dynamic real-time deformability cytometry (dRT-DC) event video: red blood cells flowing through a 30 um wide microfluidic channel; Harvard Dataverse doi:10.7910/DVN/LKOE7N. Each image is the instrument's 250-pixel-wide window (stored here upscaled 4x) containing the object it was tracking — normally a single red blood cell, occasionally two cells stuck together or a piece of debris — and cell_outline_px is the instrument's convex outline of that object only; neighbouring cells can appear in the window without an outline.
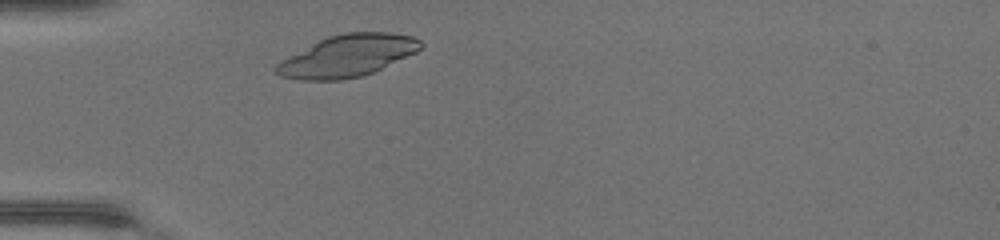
{"species": "common noctule bat (a hibernating species)", "species_latin": "Nyctalus noctula", "temperature_condition": "warm", "stored_images_in_passage": 29, "camera_frame_rate_fps": 3000, "um_per_image_px": 0.085, "animal": {"sex": "female", "body_mass_g": 17.0, "forearm_length_mm": 48.0}, "frame": {"image": 1, "passage_image": 3, "time_ms": 0.667, "image_size_px": [1000, 240], "cell_outline_px": [[424, 44], [416, 52], [364, 76], [340, 80], [300, 80], [280, 76], [276, 72], [276, 64], [280, 60], [328, 36], [344, 32], [388, 32], [412, 36], [420, 40]], "centroid_in_image_um": [29.54, 4.75], "position_along_channel_um": 55.5, "area_um2": 35.03}}
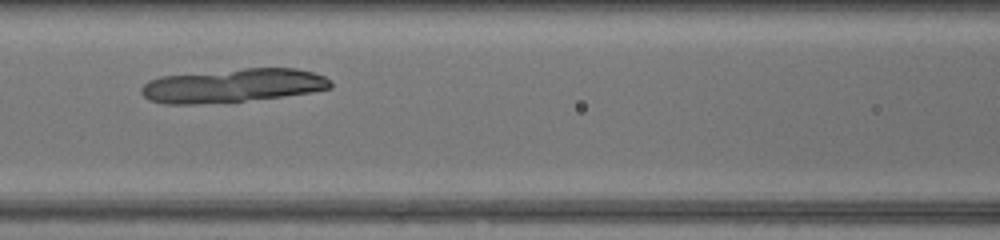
{"frame": {"image": 2, "passage_image": 10, "time_ms": 3.0, "image_size_px": [1000, 240], "cell_outline_px": [[332, 88], [312, 92], [284, 96], [244, 100], [192, 104], [168, 104], [148, 100], [140, 92], [140, 88], [148, 80], [160, 76], [244, 68], [296, 68], [312, 72], [324, 76], [332, 80]], "centroid_in_image_um": [19.78, 7.26], "position_along_channel_um": 146.8, "area_um2": 37.11}}
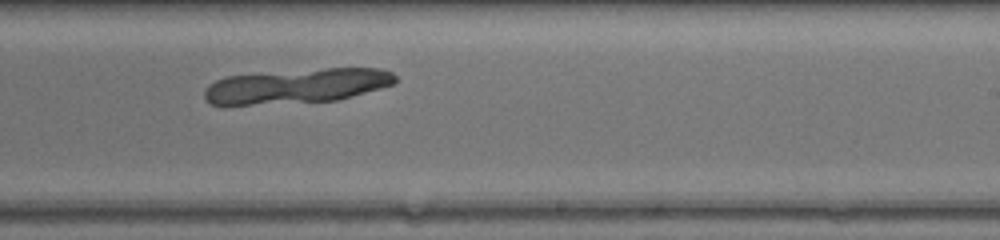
{"frame": {"image": 3, "passage_image": 18, "time_ms": 5.667, "image_size_px": [1000, 240], "cell_outline_px": [[396, 80], [392, 84], [380, 88], [336, 100], [248, 104], [212, 104], [204, 96], [204, 92], [208, 84], [216, 80], [228, 76], [324, 68], [380, 68], [392, 72], [396, 76]], "centroid_in_image_um": [25.26, 7.29], "position_along_channel_um": 263.7, "area_um2": 37.69}}